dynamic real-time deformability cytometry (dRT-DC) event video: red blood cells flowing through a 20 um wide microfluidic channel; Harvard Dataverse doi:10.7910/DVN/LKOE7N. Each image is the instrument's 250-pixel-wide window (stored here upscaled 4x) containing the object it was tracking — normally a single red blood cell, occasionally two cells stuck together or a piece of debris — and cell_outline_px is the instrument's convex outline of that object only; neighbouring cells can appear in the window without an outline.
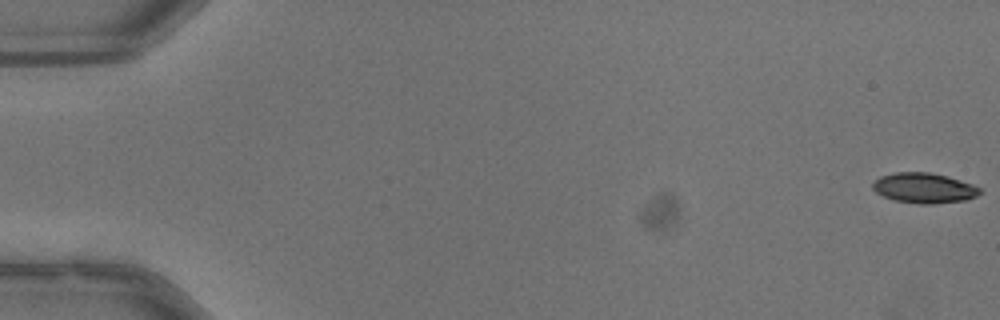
{"species": "common noctule bat (a hibernating species)", "species_latin": "Nyctalus noctula", "temperature_condition": "warm", "stored_images_in_passage": 53, "camera_frame_rate_fps": 3000, "um_per_image_px": 0.085, "animal": {"sex": "male", "body_mass_g": 13.3}, "frame": {"image": 1, "passage_image": 1, "time_ms": 0.0, "image_size_px": [1000, 320], "cell_outline_px": [[980, 192], [976, 196], [964, 200], [932, 204], [920, 204], [892, 200], [876, 192], [872, 188], [872, 184], [880, 176], [896, 172], [928, 172], [948, 176], [972, 184], [980, 188]], "centroid_in_image_um": [78.52, 15.98], "position_along_channel_um": 6.5, "area_um2": 18.79}}
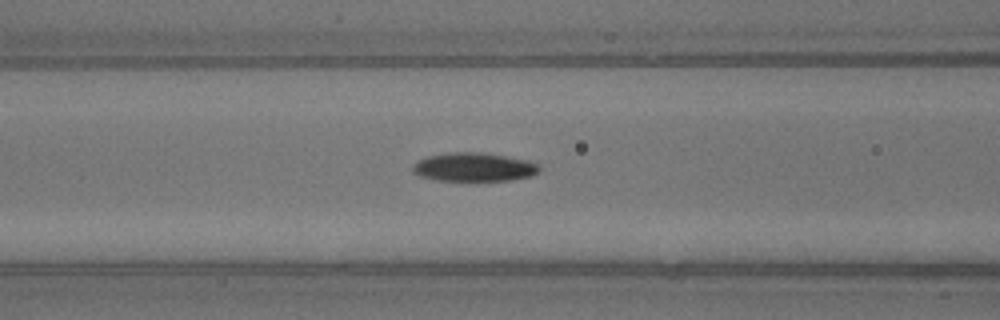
{"frame": {"image": 2, "passage_image": 23, "time_ms": 7.333, "image_size_px": [1000, 320], "cell_outline_px": [[540, 168], [532, 176], [512, 180], [436, 180], [420, 176], [412, 172], [412, 164], [416, 160], [428, 156], [448, 152], [480, 152], [528, 160], [540, 164]], "centroid_in_image_um": [40.25, 14.19], "position_along_channel_um": 126.3, "area_um2": 21.21}}
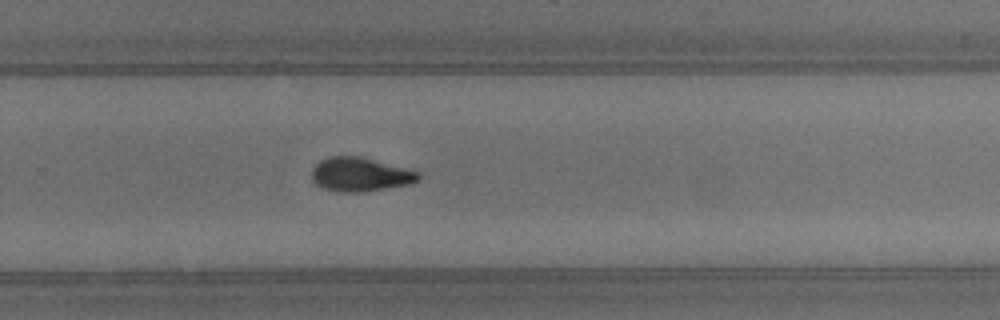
{"frame": {"image": 3, "passage_image": 36, "time_ms": 11.667, "image_size_px": [1000, 320], "cell_outline_px": [[420, 180], [412, 184], [364, 192], [344, 192], [324, 188], [316, 184], [312, 180], [312, 168], [320, 160], [328, 156], [360, 156], [416, 168], [420, 172]], "centroid_in_image_um": [30.73, 14.81], "position_along_channel_um": 299.1, "area_um2": 21.79}, "authors_computed_cell_mechanics": {"area_um2": 20.23, "velocity_mm_per_s": 4.0002, "shape_relaxation_time_tau1_ms": 3.2631, "shape_relaxation_time_tau2_ms": null, "deformation_change_tau1": 0.1418, "deformation_change_tau2": null}}